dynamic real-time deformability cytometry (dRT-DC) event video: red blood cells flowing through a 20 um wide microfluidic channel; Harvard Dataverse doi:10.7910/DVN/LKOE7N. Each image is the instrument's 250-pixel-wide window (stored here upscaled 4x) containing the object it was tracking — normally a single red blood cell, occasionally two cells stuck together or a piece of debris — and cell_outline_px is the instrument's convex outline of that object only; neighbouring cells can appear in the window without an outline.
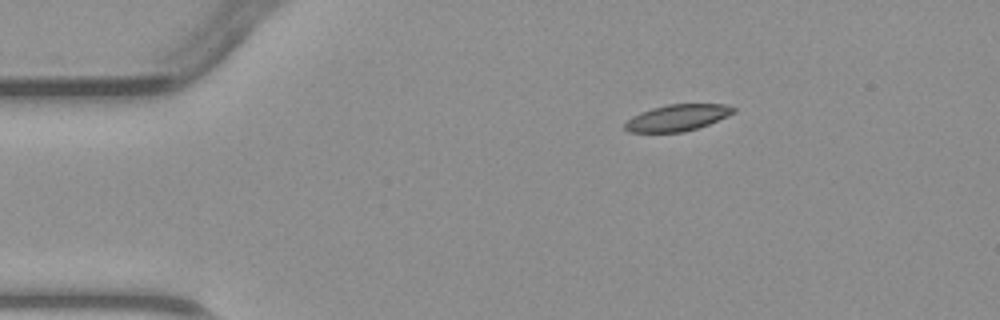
{"species": "common noctule bat (a hibernating species)", "species_latin": "Nyctalus noctula", "temperature_condition": "warm", "stored_images_in_passage": 3, "camera_frame_rate_fps": 3000, "um_per_image_px": 0.085, "animal": {"sex": "male", "body_mass_g": 23.1, "forearm_length_mm": 52.7}, "frame": {"image": 1, "passage_image": 3, "time_ms": 5.0, "image_size_px": [1000, 320], "cell_outline_px": [[736, 112], [728, 116], [708, 124], [684, 132], [628, 132], [624, 128], [624, 124], [632, 116], [640, 112], [652, 108], [668, 104], [724, 104], [736, 108]], "centroid_in_image_um": [57.57, 10.0], "position_along_channel_um": 27.4, "area_um2": 16.7}}